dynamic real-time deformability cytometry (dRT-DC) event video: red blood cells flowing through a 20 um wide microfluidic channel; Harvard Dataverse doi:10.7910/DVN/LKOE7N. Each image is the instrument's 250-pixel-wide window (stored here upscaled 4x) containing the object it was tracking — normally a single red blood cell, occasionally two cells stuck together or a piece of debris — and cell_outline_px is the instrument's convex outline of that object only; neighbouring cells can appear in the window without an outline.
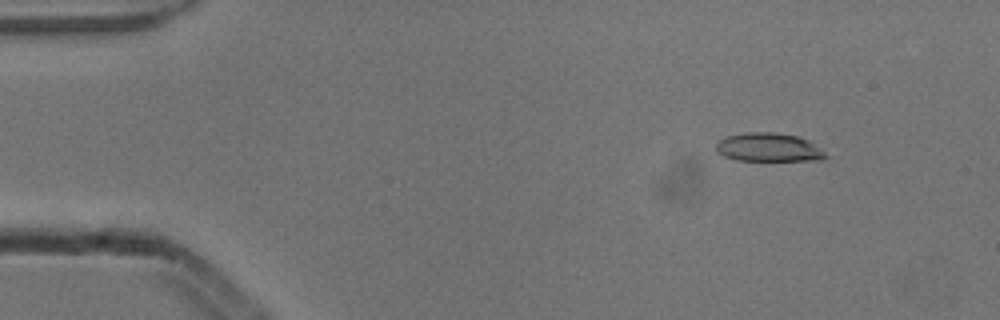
{"species": "common noctule bat (a hibernating species)", "species_latin": "Nyctalus noctula", "temperature_condition": "cold", "stored_images_in_passage": 8, "camera_frame_rate_fps": 3000, "um_per_image_px": 0.085, "animal": {"sex": "male", "body_mass_g": 13.3}, "frame": {"image": 1, "passage_image": 1, "time_ms": 0.0, "image_size_px": [1000, 320], "cell_outline_px": [[832, 156], [820, 160], [736, 160], [724, 156], [716, 152], [716, 144], [720, 140], [728, 136], [744, 132], [772, 132], [796, 136], [808, 140]], "centroid_in_image_um": [65.36, 12.53], "position_along_channel_um": 19.6, "area_um2": 18.26}}
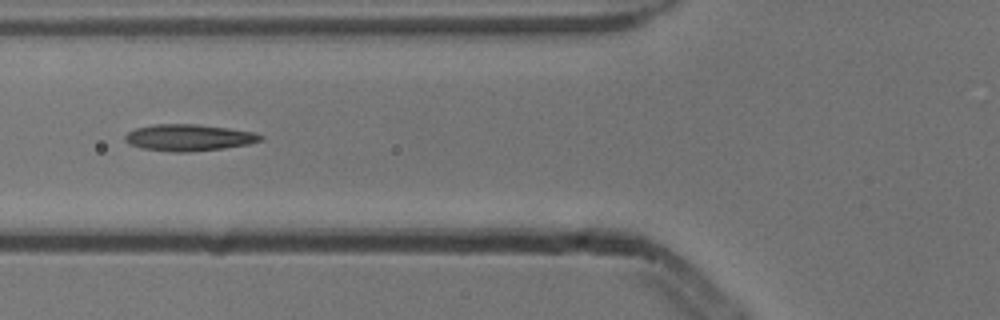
{"frame": {"image": 2, "passage_image": 5, "time_ms": 1.333, "image_size_px": [1000, 320], "cell_outline_px": [[264, 136], [260, 140], [248, 144], [220, 148], [188, 152], [176, 152], [140, 148], [128, 144], [124, 140], [124, 136], [128, 132], [136, 128], [156, 124], [196, 124], [228, 128], [256, 132]], "centroid_in_image_um": [16.01, 11.69], "position_along_channel_um": 109.8, "area_um2": 20.87}}
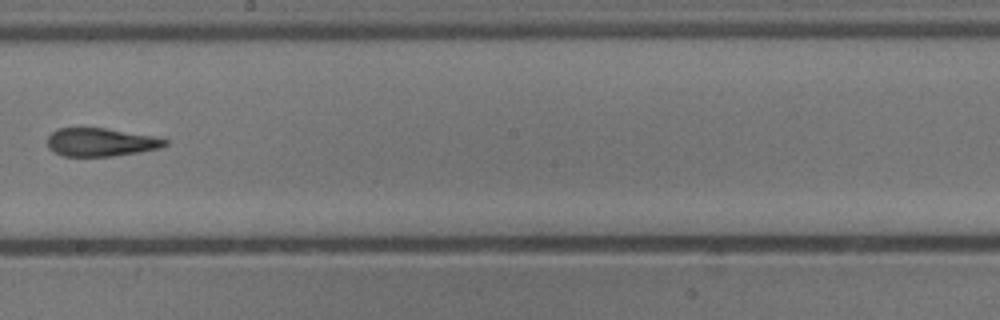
{"frame": {"image": 3, "passage_image": 8, "time_ms": 2.333, "image_size_px": [1000, 320], "cell_outline_px": [[168, 144], [160, 148], [140, 152], [112, 156], [64, 156], [48, 148], [48, 136], [56, 128], [104, 128], [156, 136], [168, 140]], "centroid_in_image_um": [8.59, 12.08], "position_along_channel_um": 239.6, "area_um2": 19.36}}